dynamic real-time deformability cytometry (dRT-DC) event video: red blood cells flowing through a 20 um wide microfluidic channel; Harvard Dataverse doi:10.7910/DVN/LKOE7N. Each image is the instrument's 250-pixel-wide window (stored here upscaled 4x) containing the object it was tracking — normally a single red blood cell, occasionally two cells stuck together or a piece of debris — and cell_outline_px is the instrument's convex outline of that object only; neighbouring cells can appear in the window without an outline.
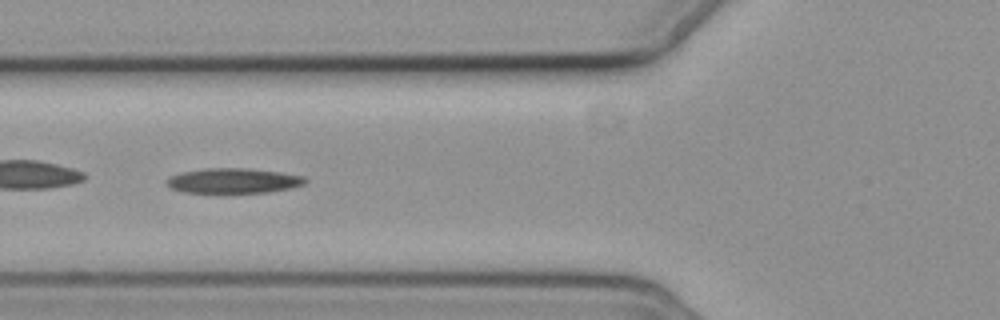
{"species": "common noctule bat (a hibernating species)", "species_latin": "Nyctalus noctula", "temperature_condition": "cold", "stored_images_in_passage": 9, "camera_frame_rate_fps": 3000, "um_per_image_px": 0.085, "animal": {"sex": "female", "body_mass_g": 19.3, "forearm_length_mm": 54.1}, "frame": {"image": 1, "passage_image": 2, "time_ms": 1.333, "image_size_px": [1000, 320], "cell_outline_px": [[308, 180], [304, 184], [292, 188], [268, 192], [228, 196], [184, 192], [172, 188], [164, 184], [164, 180], [172, 176], [184, 172], [204, 168], [248, 168], [280, 172], [304, 176]], "centroid_in_image_um": [19.83, 15.41], "position_along_channel_um": 106.0, "area_um2": 21.33}}
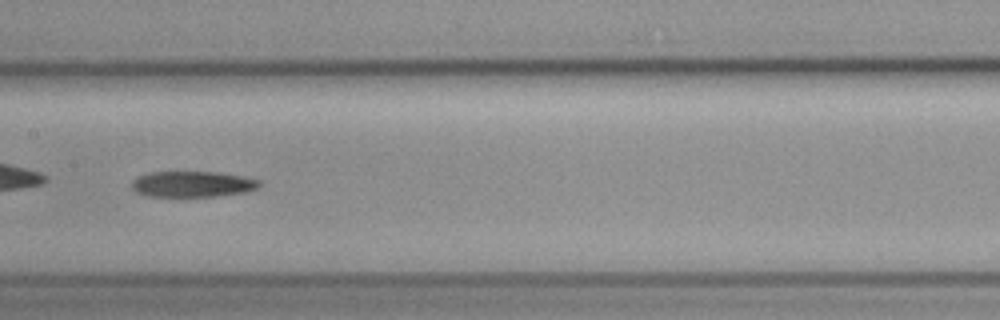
{"frame": {"image": 2, "passage_image": 4, "time_ms": 3.667, "image_size_px": [1000, 320], "cell_outline_px": [[260, 188], [244, 192], [216, 196], [148, 196], [136, 192], [132, 188], [132, 180], [136, 176], [148, 172], [216, 172], [240, 176], [260, 180]], "centroid_in_image_um": [16.33, 15.64], "position_along_channel_um": 191.1, "area_um2": 19.19}}